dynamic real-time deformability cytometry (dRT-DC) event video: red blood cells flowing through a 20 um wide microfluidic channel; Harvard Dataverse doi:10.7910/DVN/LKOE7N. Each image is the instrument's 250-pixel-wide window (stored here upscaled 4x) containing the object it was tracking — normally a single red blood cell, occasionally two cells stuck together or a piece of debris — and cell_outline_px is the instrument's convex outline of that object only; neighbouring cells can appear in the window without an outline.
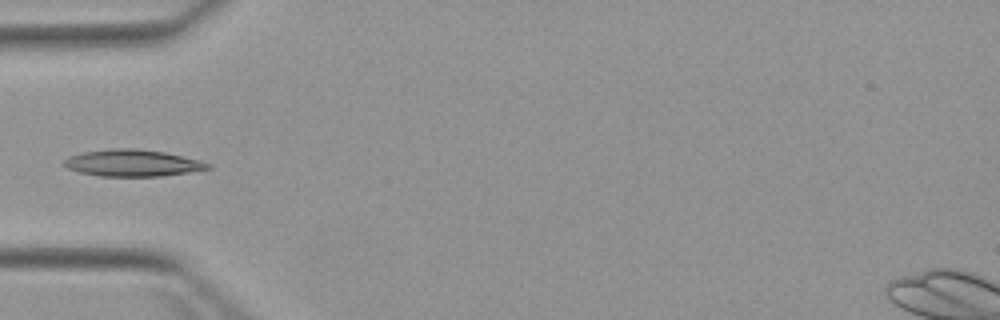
{"species": "Egyptian fruit bat (a non-hibernating species)", "species_latin": "Rousettus aegyptiacus", "temperature_condition": "warm", "stored_images_in_passage": 6, "camera_frame_rate_fps": 3000, "um_per_image_px": 0.085, "animal": {"sex": "female"}, "frame": {"image": 1, "passage_image": 5, "time_ms": 4.667, "image_size_px": [1000, 320], "cell_outline_px": [[212, 168], [188, 172], [160, 176], [100, 176], [80, 172], [68, 168], [64, 164], [64, 160], [68, 156], [80, 152], [112, 148], [136, 148], [164, 152], [200, 160], [212, 164]], "centroid_in_image_um": [11.26, 13.84], "position_along_channel_um": 73.7, "area_um2": 22.43}}
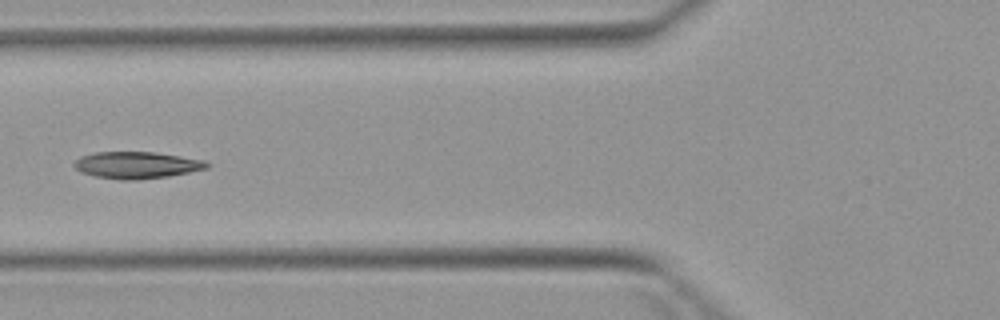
{"frame": {"image": 2, "passage_image": 6, "time_ms": 5.667, "image_size_px": [1000, 320], "cell_outline_px": [[208, 168], [168, 176], [136, 180], [120, 180], [96, 176], [80, 172], [72, 164], [80, 156], [96, 152], [152, 152], [180, 156], [204, 160], [208, 164]], "centroid_in_image_um": [11.58, 14.03], "position_along_channel_um": 114.2, "area_um2": 20.58}}